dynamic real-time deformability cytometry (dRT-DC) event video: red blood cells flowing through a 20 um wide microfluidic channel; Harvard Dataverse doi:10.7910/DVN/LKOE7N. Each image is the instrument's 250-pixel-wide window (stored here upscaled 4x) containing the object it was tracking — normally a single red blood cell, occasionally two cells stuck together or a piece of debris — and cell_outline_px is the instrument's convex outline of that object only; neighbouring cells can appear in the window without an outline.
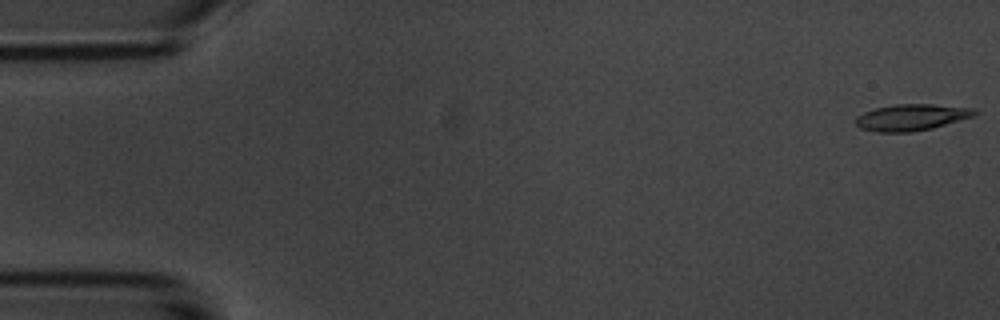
{"species": "common noctule bat (a hibernating species)", "species_latin": "Nyctalus noctula", "temperature_condition": "room temperature", "stored_images_in_passage": 54, "camera_frame_rate_fps": 3000, "um_per_image_px": 0.085, "animal": {"sex": "male", "body_mass_g": 20.1, "forearm_length_mm": 53.5}, "frame": {"image": 1, "passage_image": 1, "time_ms": 0.0, "image_size_px": [1000, 320], "cell_outline_px": [[980, 112], [972, 116], [932, 128], [912, 132], [876, 132], [860, 128], [856, 124], [856, 116], [864, 112], [876, 108], [896, 104], [932, 104], [976, 108]], "centroid_in_image_um": [77.48, 9.97], "position_along_channel_um": 7.5, "area_um2": 18.26}}
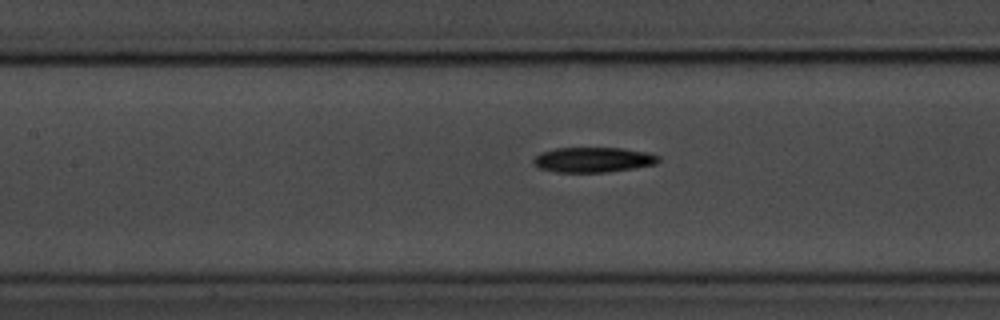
{"frame": {"image": 2, "passage_image": 24, "time_ms": 7.667, "image_size_px": [1000, 320], "cell_outline_px": [[660, 160], [656, 164], [632, 168], [604, 172], [556, 172], [540, 168], [532, 160], [540, 152], [556, 148], [620, 148], [648, 152], [660, 156]], "centroid_in_image_um": [50.43, 13.57], "position_along_channel_um": 157.0, "area_um2": 18.15}}
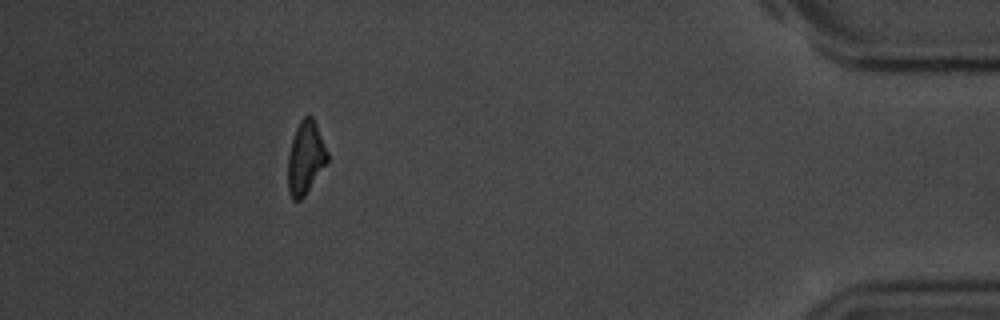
{"frame": {"image": 3, "passage_image": 49, "time_ms": 16.0, "image_size_px": [1000, 320], "cell_outline_px": [[328, 160], [304, 196], [300, 200], [292, 200], [288, 192], [288, 152], [296, 128], [300, 120], [308, 112], [312, 116], [316, 124], [328, 152]], "centroid_in_image_um": [25.95, 13.39], "position_along_channel_um": 409.2, "area_um2": 16.7}, "authors_computed_cell_mechanics": {"area_um2": 18.207, "velocity_mm_per_s": 3.7016, "shape_relaxation_time_tau1_ms": 3.2092, "shape_relaxation_time_tau2_ms": null, "deformation_change_tau1": 0.1576, "deformation_change_tau2": null}}